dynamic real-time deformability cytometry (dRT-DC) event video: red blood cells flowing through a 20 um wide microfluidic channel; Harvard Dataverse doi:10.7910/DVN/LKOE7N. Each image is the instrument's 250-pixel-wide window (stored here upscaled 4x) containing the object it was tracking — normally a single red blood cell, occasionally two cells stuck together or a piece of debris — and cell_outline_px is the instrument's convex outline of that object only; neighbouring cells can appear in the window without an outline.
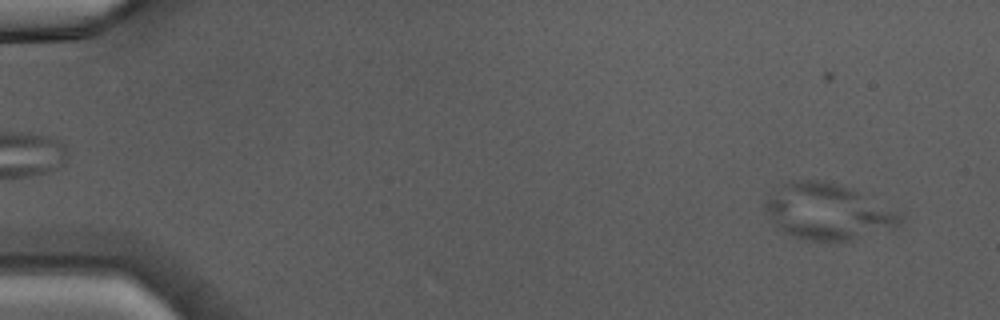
{"species": "Egyptian fruit bat (a non-hibernating species)", "species_latin": "Rousettus aegyptiacus", "temperature_condition": "warm", "stored_images_in_passage": 46, "camera_frame_rate_fps": 3000, "um_per_image_px": 0.085, "animal": {"sex": "male"}, "frame": {"image": 1, "passage_image": 3, "time_ms": 0.667, "image_size_px": [1000, 320], "cell_outline_px": [[900, 228], [896, 232], [852, 240], [824, 244], [792, 236], [784, 232], [764, 212], [764, 200], [788, 180], [824, 180], [848, 188], [896, 212], [900, 216]], "centroid_in_image_um": [70.37, 18.06], "position_along_channel_um": 14.6, "area_um2": 44.51}}
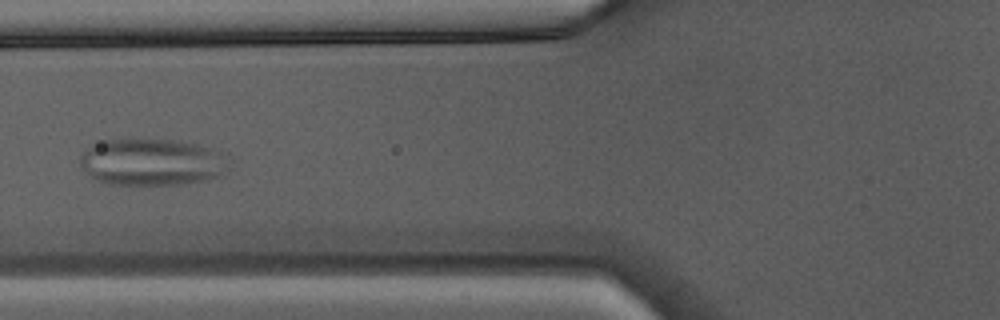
{"frame": {"image": 2, "passage_image": 19, "time_ms": 6.0, "image_size_px": [1000, 320], "cell_outline_px": [[228, 160], [224, 176], [208, 180], [184, 184], [108, 184], [96, 180], [80, 164], [80, 156], [88, 148], [108, 140], [176, 140], [200, 144], [228, 152]], "centroid_in_image_um": [13.05, 13.78], "position_along_channel_um": 112.8, "area_um2": 40.75}}
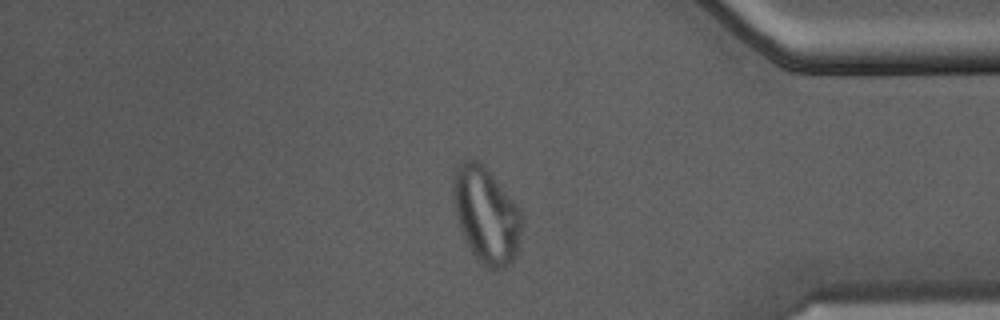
{"frame": {"image": 3, "passage_image": 39, "time_ms": 12.667, "image_size_px": [1000, 320], "cell_outline_px": [[524, 216], [516, 256], [512, 264], [504, 268], [492, 268], [484, 264], [472, 252], [460, 228], [456, 216], [452, 196], [452, 180], [456, 168], [464, 160], [480, 160], [484, 164], [520, 208]], "centroid_in_image_um": [41.34, 18.24], "position_along_channel_um": 393.9, "area_um2": 38.49}}